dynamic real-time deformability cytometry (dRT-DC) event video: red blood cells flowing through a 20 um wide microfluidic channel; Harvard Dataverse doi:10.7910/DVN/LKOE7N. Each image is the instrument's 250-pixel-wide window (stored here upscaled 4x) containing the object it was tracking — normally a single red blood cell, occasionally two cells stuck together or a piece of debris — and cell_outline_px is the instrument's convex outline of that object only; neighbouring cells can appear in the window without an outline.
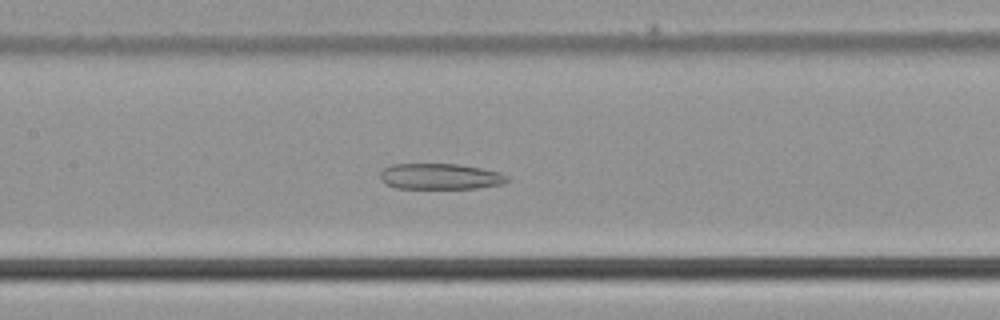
{"species": "common noctule bat (a hibernating species)", "species_latin": "Nyctalus noctula", "temperature_condition": "cold", "stored_images_in_passage": 45, "camera_frame_rate_fps": 3000, "um_per_image_px": 0.085, "animal": {"sex": "male", "body_mass_g": 21.5, "forearm_length_mm": 52.0}, "frame": {"image": 1, "passage_image": 19, "time_ms": 6.0, "image_size_px": [1000, 320], "cell_outline_px": [[508, 180], [500, 184], [476, 188], [396, 188], [380, 180], [380, 172], [384, 168], [392, 164], [456, 164], [480, 168], [500, 172], [508, 176]], "centroid_in_image_um": [37.39, 14.99], "position_along_channel_um": 170.0, "area_um2": 18.96}}
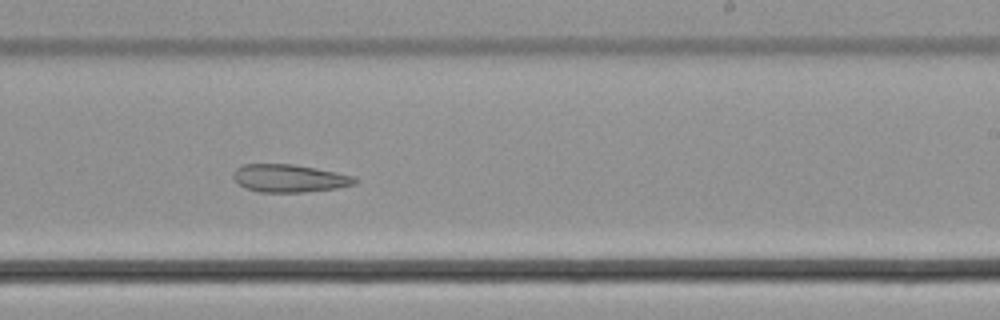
{"frame": {"image": 2, "passage_image": 26, "time_ms": 8.333, "image_size_px": [1000, 320], "cell_outline_px": [[360, 180], [356, 184], [336, 188], [304, 192], [260, 192], [244, 188], [232, 176], [236, 168], [244, 164], [292, 164], [316, 168], [352, 176]], "centroid_in_image_um": [24.59, 15.15], "position_along_channel_um": 264.4, "area_um2": 19.59}}
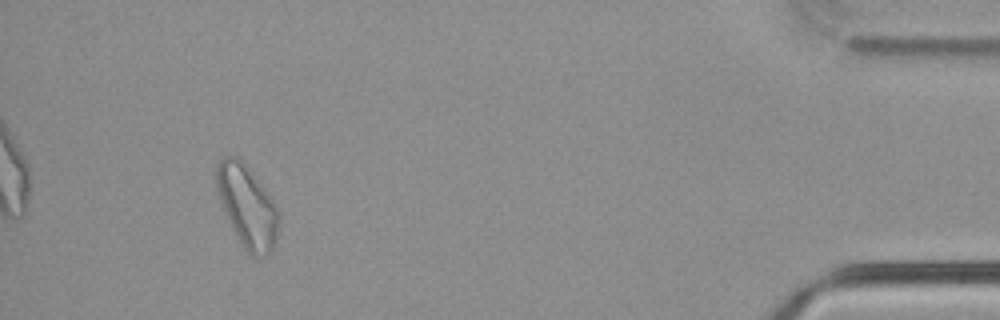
{"frame": {"image": 3, "passage_image": 42, "time_ms": 13.667, "image_size_px": [1000, 320], "cell_outline_px": [[280, 224], [276, 240], [272, 248], [264, 256], [252, 256], [244, 248], [216, 192], [216, 164], [224, 156], [236, 156], [244, 164], [260, 184], [272, 200], [280, 212]], "centroid_in_image_um": [21.02, 17.53], "position_along_channel_um": 414.2, "area_um2": 28.9}}